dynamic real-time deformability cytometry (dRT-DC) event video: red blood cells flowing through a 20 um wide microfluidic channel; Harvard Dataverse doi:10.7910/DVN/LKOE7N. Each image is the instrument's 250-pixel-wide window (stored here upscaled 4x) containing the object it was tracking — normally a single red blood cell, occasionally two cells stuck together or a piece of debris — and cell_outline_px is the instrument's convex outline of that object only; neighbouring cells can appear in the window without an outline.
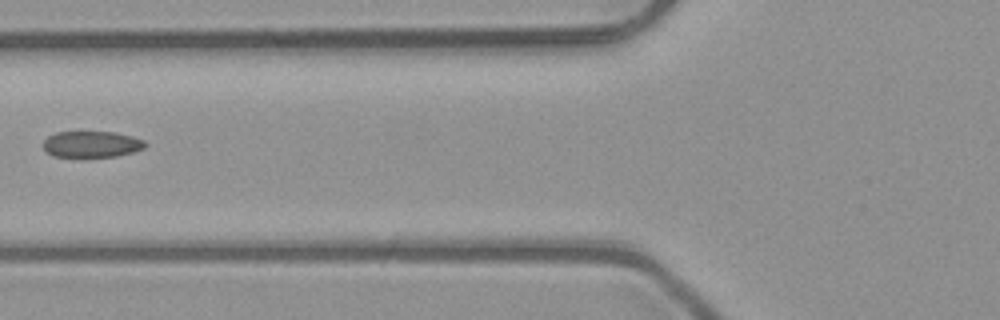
{"species": "common noctule bat (a hibernating species)", "species_latin": "Nyctalus noctula", "temperature_condition": "room temperature", "stored_images_in_passage": 2, "camera_frame_rate_fps": 3000, "um_per_image_px": 0.085, "animal": {"sex": "male", "body_mass_g": 23.1, "forearm_length_mm": 52.7}, "frame": {"image": 1, "passage_image": 2, "time_ms": 0.333, "image_size_px": [1000, 320], "cell_outline_px": [[148, 144], [144, 148], [132, 152], [116, 156], [84, 160], [80, 160], [52, 156], [44, 148], [44, 140], [48, 136], [56, 132], [116, 132], [132, 136], [144, 140]], "centroid_in_image_um": [7.77, 12.31], "position_along_channel_um": 118.0, "area_um2": 16.42}}